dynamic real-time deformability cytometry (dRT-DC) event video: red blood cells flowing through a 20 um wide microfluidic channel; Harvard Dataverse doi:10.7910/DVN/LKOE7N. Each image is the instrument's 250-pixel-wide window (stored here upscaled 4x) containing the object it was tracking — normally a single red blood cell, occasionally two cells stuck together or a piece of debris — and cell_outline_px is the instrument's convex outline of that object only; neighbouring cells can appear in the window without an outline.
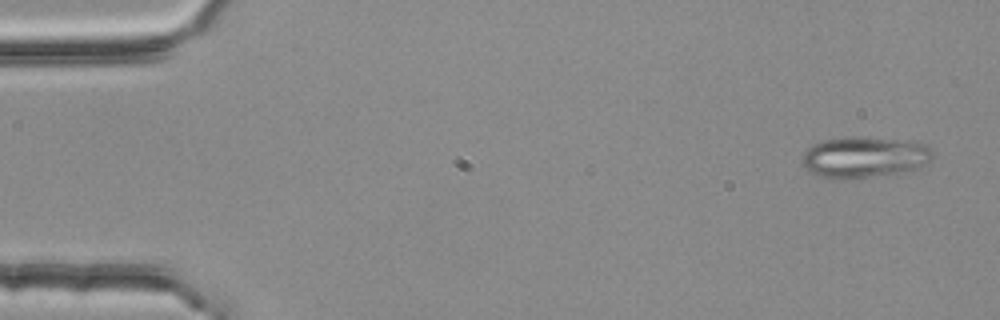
{"species": "common noctule bat (a hibernating species)", "species_latin": "Nyctalus noctula", "temperature_condition": "room temperature", "stored_images_in_passage": 4, "camera_frame_rate_fps": 3000, "um_per_image_px": 0.085, "animal": {"sex": "female", "body_mass_g": 25.1}, "frame": {"image": 1, "passage_image": 1, "time_ms": 0.0, "image_size_px": [1000, 320], "cell_outline_px": [[932, 156], [928, 164], [920, 168], [896, 172], [840, 180], [820, 176], [812, 172], [800, 160], [804, 152], [812, 144], [824, 140], [852, 136], [916, 140], [924, 144], [932, 152]], "centroid_in_image_um": [73.48, 13.33], "position_along_channel_um": 11.5, "area_um2": 31.21}}